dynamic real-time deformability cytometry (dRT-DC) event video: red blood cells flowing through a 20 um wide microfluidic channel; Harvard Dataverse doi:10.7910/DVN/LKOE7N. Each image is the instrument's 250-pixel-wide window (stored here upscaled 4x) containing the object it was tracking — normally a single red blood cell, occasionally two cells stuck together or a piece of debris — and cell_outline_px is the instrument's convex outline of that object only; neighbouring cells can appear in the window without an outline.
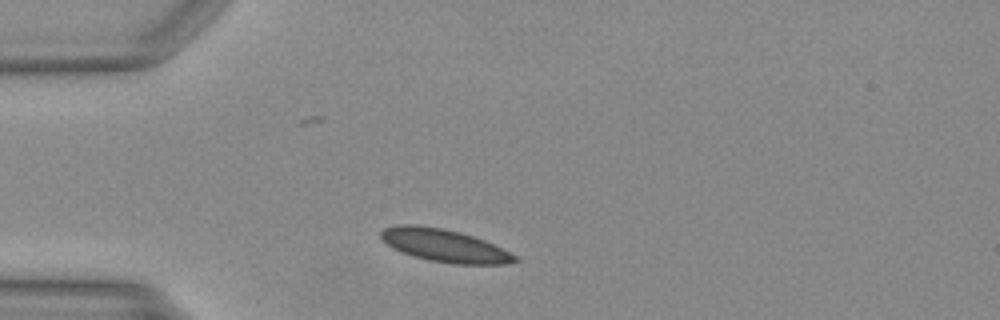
{"species": "Egyptian fruit bat (a non-hibernating species)", "species_latin": "Rousettus aegyptiacus", "temperature_condition": "warm", "stored_images_in_passage": 37, "camera_frame_rate_fps": 3000, "um_per_image_px": 0.085, "animal": {"sex": "female"}, "frame": {"image": 1, "passage_image": 1, "time_ms": 0.0, "image_size_px": [1000, 320], "cell_outline_px": [[520, 260], [508, 264], [452, 264], [428, 260], [412, 256], [392, 248], [380, 236], [380, 232], [384, 228], [396, 224], [420, 224], [444, 228], [460, 232], [484, 240], [516, 256]], "centroid_in_image_um": [37.74, 20.86], "position_along_channel_um": 47.3, "area_um2": 25.61}}
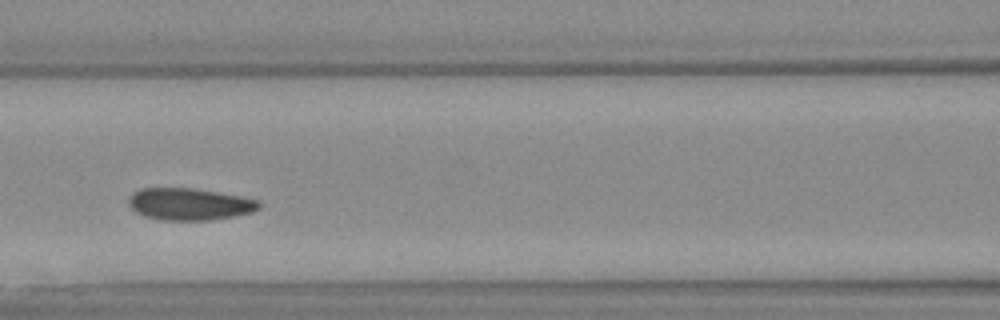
{"frame": {"image": 2, "passage_image": 10, "time_ms": 3.0, "image_size_px": [1000, 320], "cell_outline_px": [[260, 208], [252, 212], [212, 220], [160, 220], [144, 216], [136, 212], [128, 204], [128, 200], [132, 192], [140, 188], [192, 188], [240, 196], [260, 200]], "centroid_in_image_um": [16.08, 17.35], "position_along_channel_um": 150.5, "area_um2": 24.33}}
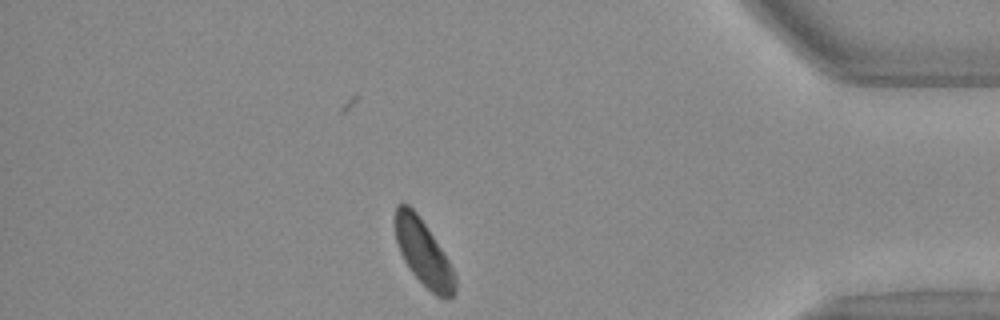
{"frame": {"image": 3, "passage_image": 31, "time_ms": 10.0, "image_size_px": [1000, 320], "cell_outline_px": [[456, 296], [448, 300], [444, 300], [436, 296], [412, 272], [404, 260], [400, 252], [396, 240], [392, 220], [396, 204], [408, 204], [416, 212], [448, 260], [456, 276]], "centroid_in_image_um": [35.97, 21.51], "position_along_channel_um": 399.2, "area_um2": 23.0}}